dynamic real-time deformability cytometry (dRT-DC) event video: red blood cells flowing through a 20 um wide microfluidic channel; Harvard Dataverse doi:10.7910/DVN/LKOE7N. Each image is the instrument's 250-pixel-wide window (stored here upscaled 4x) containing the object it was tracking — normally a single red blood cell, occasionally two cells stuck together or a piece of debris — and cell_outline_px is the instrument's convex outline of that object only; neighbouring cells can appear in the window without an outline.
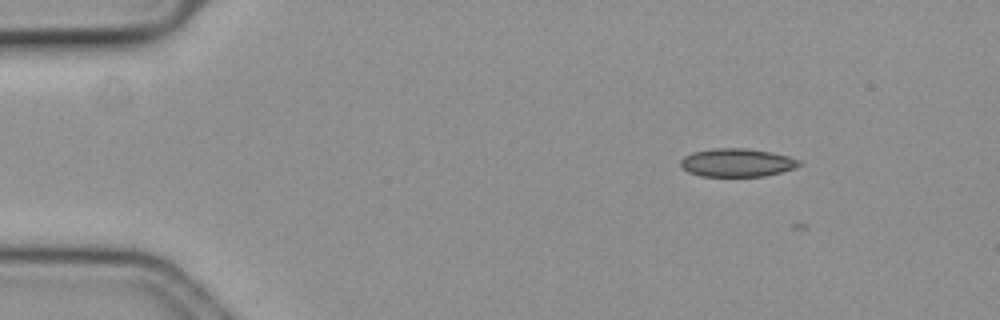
{"species": "common noctule bat (a hibernating species)", "species_latin": "Nyctalus noctula", "temperature_condition": "cold", "stored_images_in_passage": 3, "camera_frame_rate_fps": 3000, "um_per_image_px": 0.085, "animal": {"sex": "female", "body_mass_g": 19.3, "forearm_length_mm": 54.1}, "frame": {"image": 1, "passage_image": 1, "time_ms": 0.0, "image_size_px": [1000, 320], "cell_outline_px": [[804, 164], [796, 168], [764, 176], [700, 176], [688, 172], [680, 164], [680, 160], [684, 156], [692, 152], [712, 148], [744, 148], [772, 152], [788, 156], [800, 160]], "centroid_in_image_um": [62.66, 13.82], "position_along_channel_um": 22.3, "area_um2": 19.65}}